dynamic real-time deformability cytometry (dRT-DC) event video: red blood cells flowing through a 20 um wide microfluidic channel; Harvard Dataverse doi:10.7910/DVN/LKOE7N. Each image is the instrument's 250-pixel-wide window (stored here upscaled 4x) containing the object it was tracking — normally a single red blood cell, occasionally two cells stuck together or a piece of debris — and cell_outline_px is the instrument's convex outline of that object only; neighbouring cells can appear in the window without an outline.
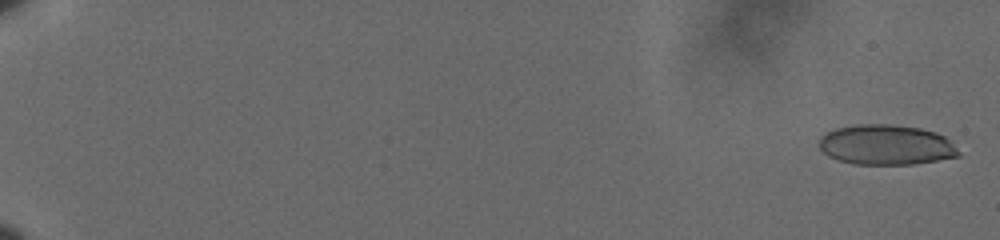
{"species": "human", "species_latin": "Homo sapiens", "temperature_condition": "cold", "stored_images_in_passage": 61, "camera_frame_rate_fps": 3000, "um_per_image_px": 0.085, "donor": {"sex": "male"}, "frame": {"image": 1, "passage_image": 2, "time_ms": 0.333, "image_size_px": [1000, 240], "cell_outline_px": [[960, 156], [912, 164], [852, 164], [836, 160], [828, 156], [820, 148], [820, 136], [836, 128], [860, 124], [888, 124], [920, 128], [936, 132], [944, 136], [960, 152]], "centroid_in_image_um": [75.3, 12.31], "position_along_channel_um": 9.7, "area_um2": 32.48}}
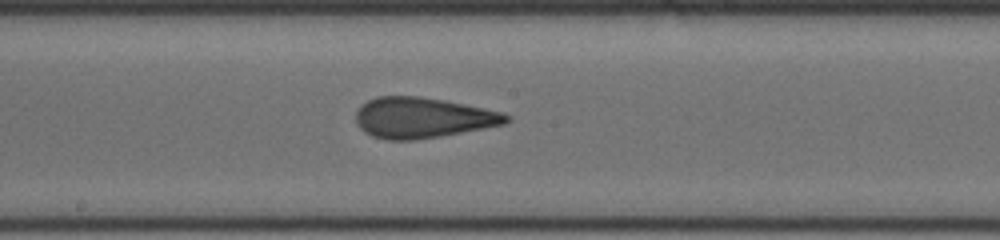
{"frame": {"image": 2, "passage_image": 37, "time_ms": 12.0, "image_size_px": [1000, 240], "cell_outline_px": [[512, 120], [504, 124], [440, 136], [412, 140], [388, 140], [372, 136], [364, 132], [356, 124], [356, 112], [368, 100], [376, 96], [420, 96], [444, 100], [504, 112], [512, 116]], "centroid_in_image_um": [35.93, 10.0], "position_along_channel_um": 212.3, "area_um2": 35.55}}
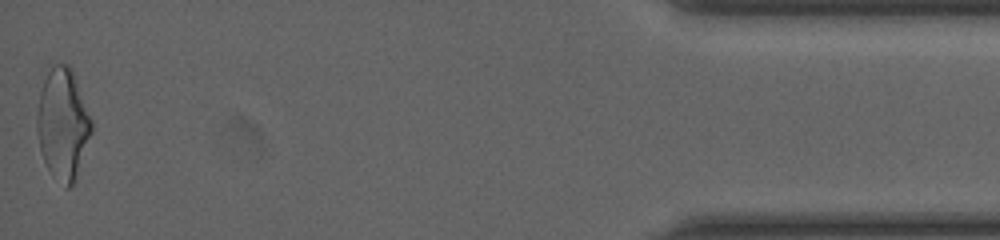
{"frame": {"image": 3, "passage_image": 61, "time_ms": 20.0, "image_size_px": [1000, 240], "cell_outline_px": [[92, 132], [72, 184], [68, 188], [64, 188], [52, 176], [44, 160], [40, 148], [36, 132], [36, 112], [40, 92], [44, 80], [52, 64], [68, 64], [72, 68], [92, 120]], "centroid_in_image_um": [5.32, 10.51], "position_along_channel_um": 429.9, "area_um2": 35.14}, "authors_computed_cell_mechanics": {"area_um2": 34.5066, "velocity_mm_per_s": 3.6282, "shape_relaxation_time_tau1_ms": 11.1632, "shape_relaxation_time_tau2_ms": 1.4321, "deformation_change_tau1": 0.2327, "deformation_change_tau2": 0.0943}}